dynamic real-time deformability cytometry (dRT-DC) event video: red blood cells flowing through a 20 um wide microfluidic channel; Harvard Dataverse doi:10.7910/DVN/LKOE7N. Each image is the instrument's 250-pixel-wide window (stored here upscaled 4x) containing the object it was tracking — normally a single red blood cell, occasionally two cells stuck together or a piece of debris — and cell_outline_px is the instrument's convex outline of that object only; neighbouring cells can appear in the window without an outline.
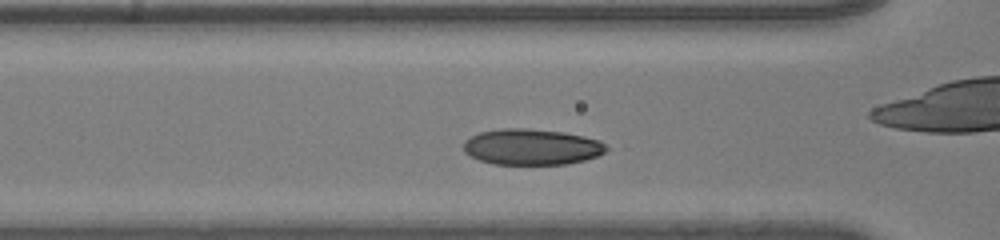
{"species": "human", "species_latin": "Homo sapiens", "temperature_condition": "room temperature", "stored_images_in_passage": 41, "camera_frame_rate_fps": 3000, "um_per_image_px": 0.085, "donor": {"sex": "male"}, "frame": {"image": 1, "passage_image": 18, "time_ms": 5.667, "image_size_px": [1000, 240], "cell_outline_px": [[612, 148], [596, 156], [584, 160], [568, 164], [492, 164], [468, 156], [464, 152], [464, 140], [480, 132], [500, 128], [524, 128], [564, 132], [584, 136], [600, 140]], "centroid_in_image_um": [45.21, 12.48], "position_along_channel_um": 121.4, "area_um2": 30.17}}
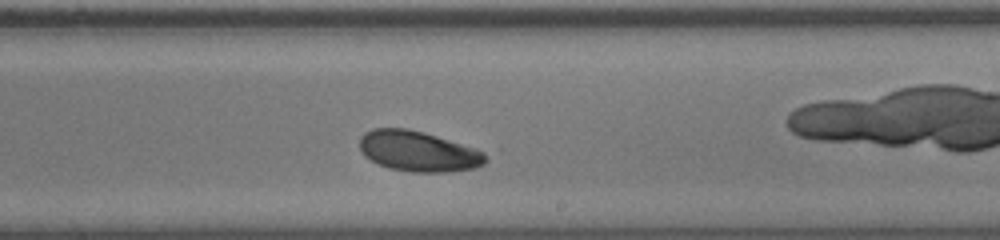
{"frame": {"image": 2, "passage_image": 28, "time_ms": 9.0, "image_size_px": [1000, 240], "cell_outline_px": [[492, 152], [488, 160], [484, 164], [476, 168], [448, 172], [412, 172], [388, 168], [364, 156], [360, 148], [360, 136], [364, 132], [372, 128], [408, 128], [424, 132]], "centroid_in_image_um": [35.65, 12.85], "position_along_channel_um": 253.3, "area_um2": 30.4}}
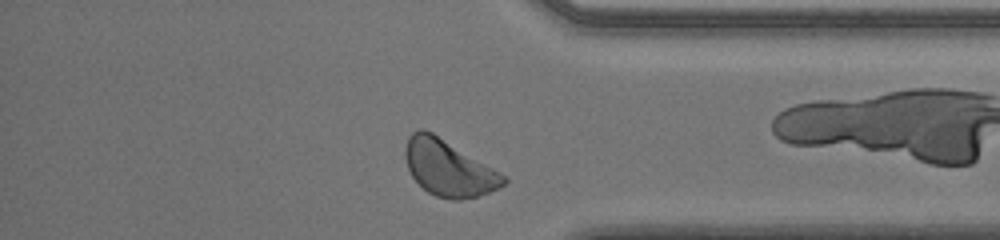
{"frame": {"image": 3, "passage_image": 39, "time_ms": 12.667, "image_size_px": [1000, 240], "cell_outline_px": [[508, 180], [504, 184], [488, 192], [476, 196], [460, 200], [452, 200], [436, 196], [428, 192], [412, 176], [408, 168], [404, 156], [404, 148], [408, 136], [412, 132], [420, 128], [432, 132], [492, 168], [504, 176]], "centroid_in_image_um": [38.06, 14.28], "position_along_channel_um": 397.1, "area_um2": 31.44}}